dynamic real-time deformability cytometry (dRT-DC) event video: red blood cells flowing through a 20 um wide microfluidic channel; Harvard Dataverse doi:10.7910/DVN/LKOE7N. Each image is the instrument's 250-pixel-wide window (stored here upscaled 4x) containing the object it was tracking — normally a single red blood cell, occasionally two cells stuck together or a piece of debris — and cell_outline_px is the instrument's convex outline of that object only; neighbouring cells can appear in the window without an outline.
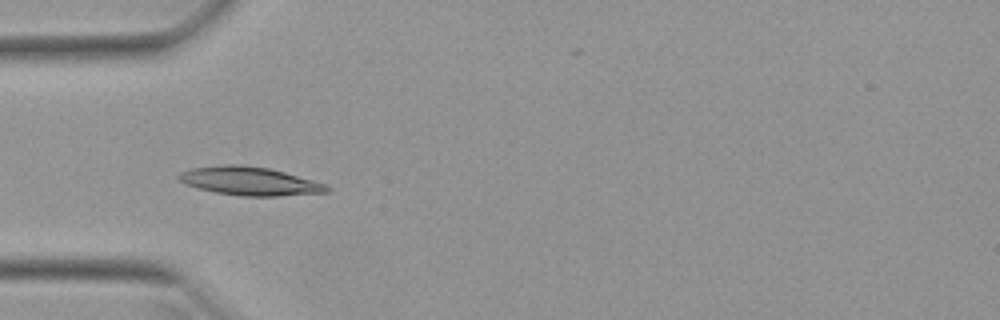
{"species": "Egyptian fruit bat (a non-hibernating species)", "species_latin": "Rousettus aegyptiacus", "temperature_condition": "warm", "stored_images_in_passage": 51, "camera_frame_rate_fps": 3000, "um_per_image_px": 0.085, "animal": {"sex": "female"}, "frame": {"image": 1, "passage_image": 16, "time_ms": 5.0, "image_size_px": [1000, 320], "cell_outline_px": [[332, 188], [328, 192], [280, 196], [240, 196], [216, 192], [200, 188], [176, 180], [176, 176], [180, 172], [192, 168], [224, 164], [240, 164], [268, 168], [284, 172], [328, 184]], "centroid_in_image_um": [21.24, 15.39], "position_along_channel_um": 63.8, "area_um2": 24.62}}
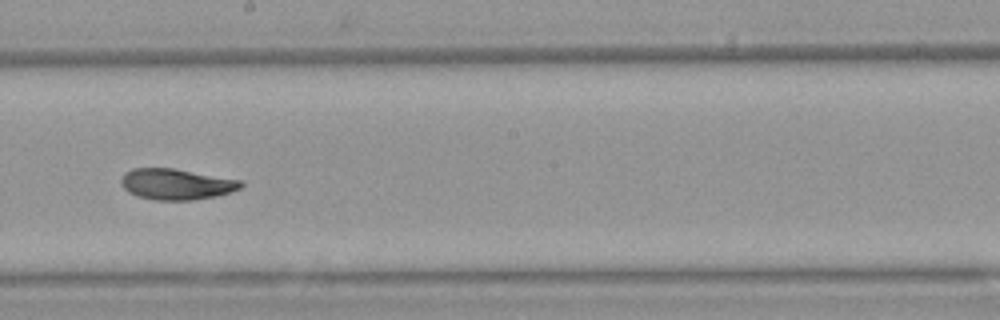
{"frame": {"image": 2, "passage_image": 29, "time_ms": 9.333, "image_size_px": [1000, 320], "cell_outline_px": [[244, 184], [240, 188], [232, 192], [216, 196], [192, 200], [156, 200], [136, 196], [128, 192], [120, 184], [120, 180], [124, 172], [132, 168], [172, 168], [240, 180]], "centroid_in_image_um": [14.95, 15.66], "position_along_channel_um": 233.3, "area_um2": 21.62}}
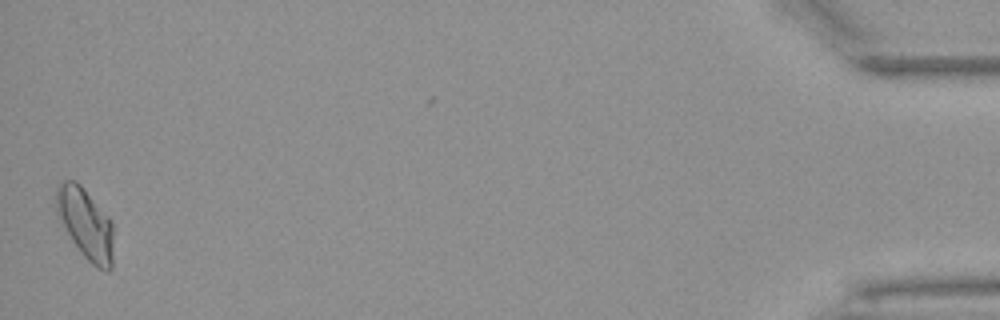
{"frame": {"image": 3, "passage_image": 51, "time_ms": 16.667, "image_size_px": [1000, 320], "cell_outline_px": [[112, 268], [108, 272], [92, 264], [84, 256], [72, 240], [56, 216], [56, 184], [60, 180], [76, 180], [80, 184], [112, 220]], "centroid_in_image_um": [7.24, 18.96], "position_along_channel_um": 428.0, "area_um2": 23.64}, "authors_computed_cell_mechanics": {"area_um2": 21.8484, "velocity_mm_per_s": 3.9359, "shape_relaxation_time_tau1_ms": 5.6115, "shape_relaxation_time_tau2_ms": 2.602, "deformation_change_tau1": 0.1556, "deformation_change_tau2": 0.0642}}